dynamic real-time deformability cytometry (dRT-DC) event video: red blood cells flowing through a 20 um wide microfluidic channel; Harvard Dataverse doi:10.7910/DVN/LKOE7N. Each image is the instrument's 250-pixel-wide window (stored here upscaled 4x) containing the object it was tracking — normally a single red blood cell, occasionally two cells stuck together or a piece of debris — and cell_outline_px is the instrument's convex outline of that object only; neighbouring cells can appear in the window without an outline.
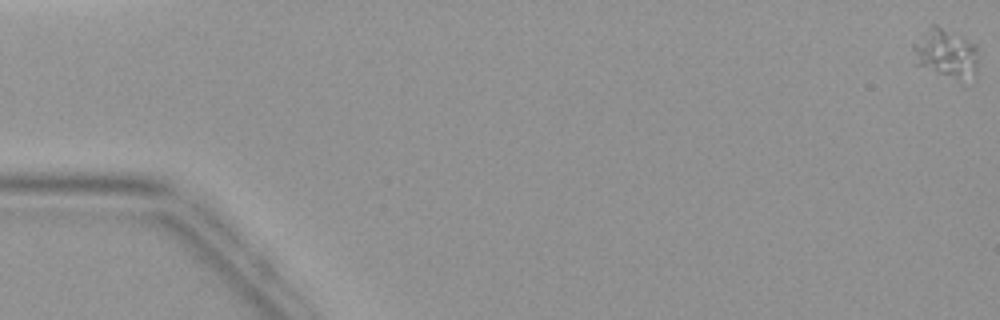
{"species": "common noctule bat (a hibernating species)", "species_latin": "Nyctalus noctula", "temperature_condition": "warm", "stored_images_in_passage": 4, "camera_frame_rate_fps": 3000, "um_per_image_px": 0.085, "animal": {"sex": "female", "body_mass_g": 19.9}, "frame": {"image": 1, "passage_image": 1, "time_ms": 0.0, "image_size_px": [1000, 320], "cell_outline_px": [[976, 80], [964, 84], [916, 64], [912, 48], [912, 44], [932, 24], [936, 24], [976, 44]], "centroid_in_image_um": [80.44, 4.6], "position_along_channel_um": 4.6, "area_um2": 18.96}}
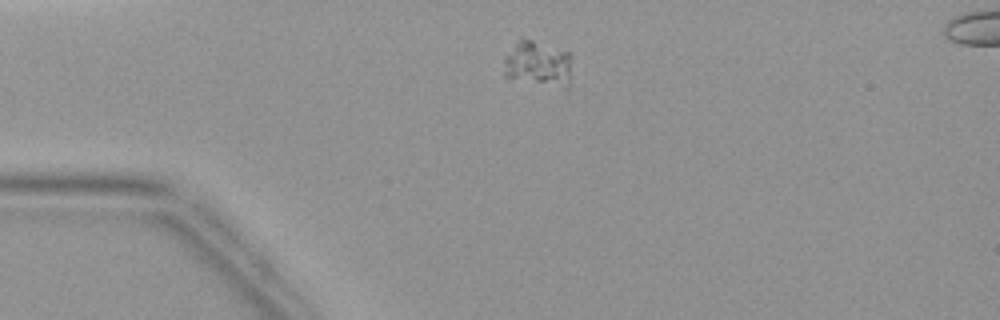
{"frame": {"image": 2, "passage_image": 4, "time_ms": 3.667, "image_size_px": [1000, 320], "cell_outline_px": [[572, 56], [568, 88], [564, 88], [504, 76], [504, 56], [520, 36], [524, 36], [568, 52]], "centroid_in_image_um": [45.72, 5.36], "position_along_channel_um": 39.3, "area_um2": 18.26}}